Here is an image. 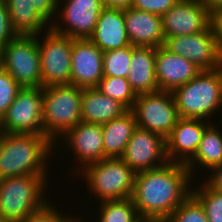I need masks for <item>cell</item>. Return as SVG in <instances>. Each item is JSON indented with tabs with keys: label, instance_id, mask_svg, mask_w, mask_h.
<instances>
[{
	"label": "cell",
	"instance_id": "1",
	"mask_svg": "<svg viewBox=\"0 0 222 222\" xmlns=\"http://www.w3.org/2000/svg\"><path fill=\"white\" fill-rule=\"evenodd\" d=\"M191 178L185 164L174 162L137 172L131 199L140 218L165 222L191 195Z\"/></svg>",
	"mask_w": 222,
	"mask_h": 222
},
{
	"label": "cell",
	"instance_id": "2",
	"mask_svg": "<svg viewBox=\"0 0 222 222\" xmlns=\"http://www.w3.org/2000/svg\"><path fill=\"white\" fill-rule=\"evenodd\" d=\"M53 145L45 135L1 133L0 179L46 175Z\"/></svg>",
	"mask_w": 222,
	"mask_h": 222
},
{
	"label": "cell",
	"instance_id": "3",
	"mask_svg": "<svg viewBox=\"0 0 222 222\" xmlns=\"http://www.w3.org/2000/svg\"><path fill=\"white\" fill-rule=\"evenodd\" d=\"M46 177L25 175L0 179V216L8 222H19L43 209L49 203L44 197Z\"/></svg>",
	"mask_w": 222,
	"mask_h": 222
},
{
	"label": "cell",
	"instance_id": "4",
	"mask_svg": "<svg viewBox=\"0 0 222 222\" xmlns=\"http://www.w3.org/2000/svg\"><path fill=\"white\" fill-rule=\"evenodd\" d=\"M179 117L208 121L222 107L220 69L201 71L195 78L173 92ZM213 113V114H212Z\"/></svg>",
	"mask_w": 222,
	"mask_h": 222
},
{
	"label": "cell",
	"instance_id": "5",
	"mask_svg": "<svg viewBox=\"0 0 222 222\" xmlns=\"http://www.w3.org/2000/svg\"><path fill=\"white\" fill-rule=\"evenodd\" d=\"M82 95L83 88L74 85L43 87V128L45 136L54 145L59 137L63 138L82 122Z\"/></svg>",
	"mask_w": 222,
	"mask_h": 222
},
{
	"label": "cell",
	"instance_id": "6",
	"mask_svg": "<svg viewBox=\"0 0 222 222\" xmlns=\"http://www.w3.org/2000/svg\"><path fill=\"white\" fill-rule=\"evenodd\" d=\"M80 172L89 189L98 195L101 202L132 196L136 172L121 158H105Z\"/></svg>",
	"mask_w": 222,
	"mask_h": 222
},
{
	"label": "cell",
	"instance_id": "7",
	"mask_svg": "<svg viewBox=\"0 0 222 222\" xmlns=\"http://www.w3.org/2000/svg\"><path fill=\"white\" fill-rule=\"evenodd\" d=\"M38 39V35H18L0 51V66L22 88H42Z\"/></svg>",
	"mask_w": 222,
	"mask_h": 222
},
{
	"label": "cell",
	"instance_id": "8",
	"mask_svg": "<svg viewBox=\"0 0 222 222\" xmlns=\"http://www.w3.org/2000/svg\"><path fill=\"white\" fill-rule=\"evenodd\" d=\"M38 40L42 88L52 85H71V51L73 39L47 27Z\"/></svg>",
	"mask_w": 222,
	"mask_h": 222
},
{
	"label": "cell",
	"instance_id": "9",
	"mask_svg": "<svg viewBox=\"0 0 222 222\" xmlns=\"http://www.w3.org/2000/svg\"><path fill=\"white\" fill-rule=\"evenodd\" d=\"M132 111L137 126L157 133L165 139L180 118L173 93L170 91L159 90L137 95Z\"/></svg>",
	"mask_w": 222,
	"mask_h": 222
},
{
	"label": "cell",
	"instance_id": "10",
	"mask_svg": "<svg viewBox=\"0 0 222 222\" xmlns=\"http://www.w3.org/2000/svg\"><path fill=\"white\" fill-rule=\"evenodd\" d=\"M1 133L45 135L43 88H22L0 120Z\"/></svg>",
	"mask_w": 222,
	"mask_h": 222
},
{
	"label": "cell",
	"instance_id": "11",
	"mask_svg": "<svg viewBox=\"0 0 222 222\" xmlns=\"http://www.w3.org/2000/svg\"><path fill=\"white\" fill-rule=\"evenodd\" d=\"M163 46L171 53L185 57L202 71L219 69L222 61L212 24L203 32L168 37Z\"/></svg>",
	"mask_w": 222,
	"mask_h": 222
},
{
	"label": "cell",
	"instance_id": "12",
	"mask_svg": "<svg viewBox=\"0 0 222 222\" xmlns=\"http://www.w3.org/2000/svg\"><path fill=\"white\" fill-rule=\"evenodd\" d=\"M121 159L136 173L159 168L169 162L166 139L137 126Z\"/></svg>",
	"mask_w": 222,
	"mask_h": 222
},
{
	"label": "cell",
	"instance_id": "13",
	"mask_svg": "<svg viewBox=\"0 0 222 222\" xmlns=\"http://www.w3.org/2000/svg\"><path fill=\"white\" fill-rule=\"evenodd\" d=\"M62 1L58 0L57 2V15L60 12L61 16L59 14V17L62 18V23L66 24L59 26V21L54 22L51 29L60 35L74 39L89 38L94 32L97 19L103 8L102 0H66L61 12L59 8L62 6Z\"/></svg>",
	"mask_w": 222,
	"mask_h": 222
},
{
	"label": "cell",
	"instance_id": "14",
	"mask_svg": "<svg viewBox=\"0 0 222 222\" xmlns=\"http://www.w3.org/2000/svg\"><path fill=\"white\" fill-rule=\"evenodd\" d=\"M211 21V12L200 0H179L162 16L164 38L203 32Z\"/></svg>",
	"mask_w": 222,
	"mask_h": 222
},
{
	"label": "cell",
	"instance_id": "15",
	"mask_svg": "<svg viewBox=\"0 0 222 222\" xmlns=\"http://www.w3.org/2000/svg\"><path fill=\"white\" fill-rule=\"evenodd\" d=\"M11 25L18 35H38L51 26L58 0H5ZM51 22V23H50ZM51 24V25H50Z\"/></svg>",
	"mask_w": 222,
	"mask_h": 222
},
{
	"label": "cell",
	"instance_id": "16",
	"mask_svg": "<svg viewBox=\"0 0 222 222\" xmlns=\"http://www.w3.org/2000/svg\"><path fill=\"white\" fill-rule=\"evenodd\" d=\"M103 78V52L89 39H73L71 85L96 88Z\"/></svg>",
	"mask_w": 222,
	"mask_h": 222
},
{
	"label": "cell",
	"instance_id": "17",
	"mask_svg": "<svg viewBox=\"0 0 222 222\" xmlns=\"http://www.w3.org/2000/svg\"><path fill=\"white\" fill-rule=\"evenodd\" d=\"M210 123L208 120L180 117L166 138L168 161L186 165L196 154L202 134Z\"/></svg>",
	"mask_w": 222,
	"mask_h": 222
},
{
	"label": "cell",
	"instance_id": "18",
	"mask_svg": "<svg viewBox=\"0 0 222 222\" xmlns=\"http://www.w3.org/2000/svg\"><path fill=\"white\" fill-rule=\"evenodd\" d=\"M202 70L185 57L171 53L164 46L156 50L155 72L159 90L173 92L195 78Z\"/></svg>",
	"mask_w": 222,
	"mask_h": 222
},
{
	"label": "cell",
	"instance_id": "19",
	"mask_svg": "<svg viewBox=\"0 0 222 222\" xmlns=\"http://www.w3.org/2000/svg\"><path fill=\"white\" fill-rule=\"evenodd\" d=\"M65 143L72 148L81 167L76 169L80 177V169L105 159L102 138V125L97 123L80 122L64 136ZM83 166V167H82Z\"/></svg>",
	"mask_w": 222,
	"mask_h": 222
},
{
	"label": "cell",
	"instance_id": "20",
	"mask_svg": "<svg viewBox=\"0 0 222 222\" xmlns=\"http://www.w3.org/2000/svg\"><path fill=\"white\" fill-rule=\"evenodd\" d=\"M129 43L133 46L160 47L164 45L162 17L130 7L124 11Z\"/></svg>",
	"mask_w": 222,
	"mask_h": 222
},
{
	"label": "cell",
	"instance_id": "21",
	"mask_svg": "<svg viewBox=\"0 0 222 222\" xmlns=\"http://www.w3.org/2000/svg\"><path fill=\"white\" fill-rule=\"evenodd\" d=\"M89 39L102 52L130 45L125 27L124 11L103 7Z\"/></svg>",
	"mask_w": 222,
	"mask_h": 222
},
{
	"label": "cell",
	"instance_id": "22",
	"mask_svg": "<svg viewBox=\"0 0 222 222\" xmlns=\"http://www.w3.org/2000/svg\"><path fill=\"white\" fill-rule=\"evenodd\" d=\"M156 47L136 46L132 50L128 82L136 95L159 91L155 72Z\"/></svg>",
	"mask_w": 222,
	"mask_h": 222
},
{
	"label": "cell",
	"instance_id": "23",
	"mask_svg": "<svg viewBox=\"0 0 222 222\" xmlns=\"http://www.w3.org/2000/svg\"><path fill=\"white\" fill-rule=\"evenodd\" d=\"M127 111L123 104L102 94L97 88H83L82 122L103 124Z\"/></svg>",
	"mask_w": 222,
	"mask_h": 222
},
{
	"label": "cell",
	"instance_id": "24",
	"mask_svg": "<svg viewBox=\"0 0 222 222\" xmlns=\"http://www.w3.org/2000/svg\"><path fill=\"white\" fill-rule=\"evenodd\" d=\"M102 125L103 149L106 158H121L137 127L135 115L128 110Z\"/></svg>",
	"mask_w": 222,
	"mask_h": 222
},
{
	"label": "cell",
	"instance_id": "25",
	"mask_svg": "<svg viewBox=\"0 0 222 222\" xmlns=\"http://www.w3.org/2000/svg\"><path fill=\"white\" fill-rule=\"evenodd\" d=\"M216 124L211 122L205 128L196 154L186 164L190 174H192L191 177H193L192 168L196 164L203 165L207 170L222 164V134Z\"/></svg>",
	"mask_w": 222,
	"mask_h": 222
},
{
	"label": "cell",
	"instance_id": "26",
	"mask_svg": "<svg viewBox=\"0 0 222 222\" xmlns=\"http://www.w3.org/2000/svg\"><path fill=\"white\" fill-rule=\"evenodd\" d=\"M99 222H140L137 209L131 198L102 201Z\"/></svg>",
	"mask_w": 222,
	"mask_h": 222
},
{
	"label": "cell",
	"instance_id": "27",
	"mask_svg": "<svg viewBox=\"0 0 222 222\" xmlns=\"http://www.w3.org/2000/svg\"><path fill=\"white\" fill-rule=\"evenodd\" d=\"M96 88L107 97L123 104L128 110H132L137 95L132 90L127 78L103 77Z\"/></svg>",
	"mask_w": 222,
	"mask_h": 222
},
{
	"label": "cell",
	"instance_id": "28",
	"mask_svg": "<svg viewBox=\"0 0 222 222\" xmlns=\"http://www.w3.org/2000/svg\"><path fill=\"white\" fill-rule=\"evenodd\" d=\"M136 46L128 45L103 52V77L120 76L127 78L130 69L132 50Z\"/></svg>",
	"mask_w": 222,
	"mask_h": 222
},
{
	"label": "cell",
	"instance_id": "29",
	"mask_svg": "<svg viewBox=\"0 0 222 222\" xmlns=\"http://www.w3.org/2000/svg\"><path fill=\"white\" fill-rule=\"evenodd\" d=\"M191 188V194L203 206L209 222H222V192L212 189L206 182ZM193 189V190H192Z\"/></svg>",
	"mask_w": 222,
	"mask_h": 222
},
{
	"label": "cell",
	"instance_id": "30",
	"mask_svg": "<svg viewBox=\"0 0 222 222\" xmlns=\"http://www.w3.org/2000/svg\"><path fill=\"white\" fill-rule=\"evenodd\" d=\"M165 222H209L200 202L191 194Z\"/></svg>",
	"mask_w": 222,
	"mask_h": 222
},
{
	"label": "cell",
	"instance_id": "31",
	"mask_svg": "<svg viewBox=\"0 0 222 222\" xmlns=\"http://www.w3.org/2000/svg\"><path fill=\"white\" fill-rule=\"evenodd\" d=\"M22 87L0 66V120Z\"/></svg>",
	"mask_w": 222,
	"mask_h": 222
},
{
	"label": "cell",
	"instance_id": "32",
	"mask_svg": "<svg viewBox=\"0 0 222 222\" xmlns=\"http://www.w3.org/2000/svg\"><path fill=\"white\" fill-rule=\"evenodd\" d=\"M59 211L49 202L43 209L19 222H77L79 220V218L63 216Z\"/></svg>",
	"mask_w": 222,
	"mask_h": 222
},
{
	"label": "cell",
	"instance_id": "33",
	"mask_svg": "<svg viewBox=\"0 0 222 222\" xmlns=\"http://www.w3.org/2000/svg\"><path fill=\"white\" fill-rule=\"evenodd\" d=\"M179 0H133L132 8L160 15L168 12Z\"/></svg>",
	"mask_w": 222,
	"mask_h": 222
},
{
	"label": "cell",
	"instance_id": "34",
	"mask_svg": "<svg viewBox=\"0 0 222 222\" xmlns=\"http://www.w3.org/2000/svg\"><path fill=\"white\" fill-rule=\"evenodd\" d=\"M18 34L11 25V18L5 0H0V51Z\"/></svg>",
	"mask_w": 222,
	"mask_h": 222
},
{
	"label": "cell",
	"instance_id": "35",
	"mask_svg": "<svg viewBox=\"0 0 222 222\" xmlns=\"http://www.w3.org/2000/svg\"><path fill=\"white\" fill-rule=\"evenodd\" d=\"M211 24L213 26V29L215 31L218 48L220 51V54L222 56V8L214 11L212 13V21Z\"/></svg>",
	"mask_w": 222,
	"mask_h": 222
},
{
	"label": "cell",
	"instance_id": "36",
	"mask_svg": "<svg viewBox=\"0 0 222 222\" xmlns=\"http://www.w3.org/2000/svg\"><path fill=\"white\" fill-rule=\"evenodd\" d=\"M211 176L204 180L212 189L222 192V164L211 169Z\"/></svg>",
	"mask_w": 222,
	"mask_h": 222
},
{
	"label": "cell",
	"instance_id": "37",
	"mask_svg": "<svg viewBox=\"0 0 222 222\" xmlns=\"http://www.w3.org/2000/svg\"><path fill=\"white\" fill-rule=\"evenodd\" d=\"M133 0H102L103 7L125 11L132 6Z\"/></svg>",
	"mask_w": 222,
	"mask_h": 222
},
{
	"label": "cell",
	"instance_id": "38",
	"mask_svg": "<svg viewBox=\"0 0 222 222\" xmlns=\"http://www.w3.org/2000/svg\"><path fill=\"white\" fill-rule=\"evenodd\" d=\"M200 1L207 6L211 14L214 11L222 8V0H200Z\"/></svg>",
	"mask_w": 222,
	"mask_h": 222
},
{
	"label": "cell",
	"instance_id": "39",
	"mask_svg": "<svg viewBox=\"0 0 222 222\" xmlns=\"http://www.w3.org/2000/svg\"><path fill=\"white\" fill-rule=\"evenodd\" d=\"M0 222H8V221L5 220L3 217L0 216Z\"/></svg>",
	"mask_w": 222,
	"mask_h": 222
},
{
	"label": "cell",
	"instance_id": "40",
	"mask_svg": "<svg viewBox=\"0 0 222 222\" xmlns=\"http://www.w3.org/2000/svg\"><path fill=\"white\" fill-rule=\"evenodd\" d=\"M220 71H221V74H222V61H221V64H220V67H219Z\"/></svg>",
	"mask_w": 222,
	"mask_h": 222
}]
</instances>
